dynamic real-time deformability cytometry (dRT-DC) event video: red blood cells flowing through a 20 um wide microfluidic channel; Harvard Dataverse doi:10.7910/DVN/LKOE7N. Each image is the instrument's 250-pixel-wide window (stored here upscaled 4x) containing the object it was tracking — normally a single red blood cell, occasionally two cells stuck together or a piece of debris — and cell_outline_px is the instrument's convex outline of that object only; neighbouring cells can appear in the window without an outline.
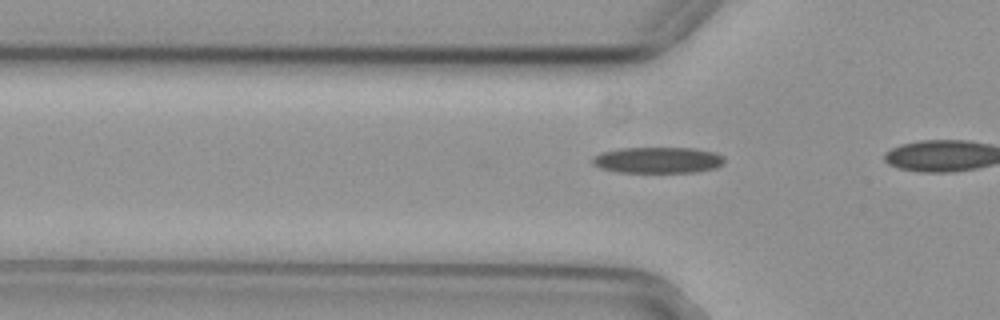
{"species": "common noctule bat (a hibernating species)", "species_latin": "Nyctalus noctula", "temperature_condition": "cold", "stored_images_in_passage": 16, "camera_frame_rate_fps": 3000, "um_per_image_px": 0.085, "animal": {"sex": "female", "body_mass_g": 29.2, "forearm_length_mm": 56.3}, "frame": {"image": 1, "passage_image": 14, "time_ms": 4.333, "image_size_px": [1000, 320], "cell_outline_px": [[724, 160], [716, 168], [696, 172], [616, 172], [600, 168], [592, 164], [592, 156], [600, 152], [620, 148], [692, 148], [716, 152], [724, 156]], "centroid_in_image_um": [55.88, 13.6], "position_along_channel_um": 69.9, "area_um2": 20.23}}